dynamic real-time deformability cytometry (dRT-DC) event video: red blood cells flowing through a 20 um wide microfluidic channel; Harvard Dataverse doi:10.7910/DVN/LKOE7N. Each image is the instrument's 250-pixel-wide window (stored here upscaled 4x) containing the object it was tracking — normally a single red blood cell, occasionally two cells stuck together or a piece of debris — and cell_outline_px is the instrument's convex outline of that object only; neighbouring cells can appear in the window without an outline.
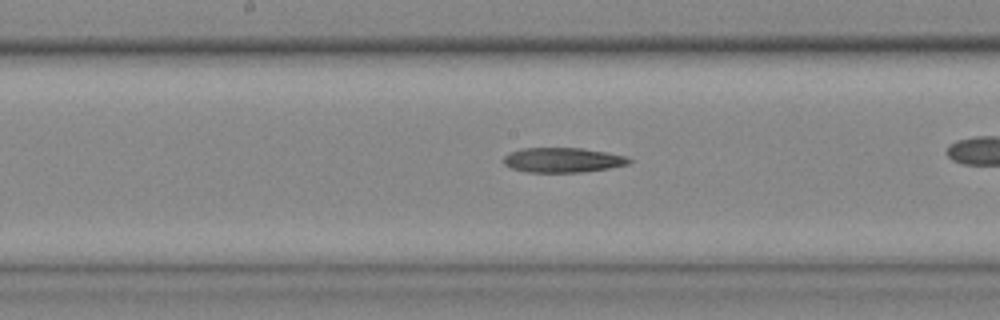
{"species": "common noctule bat (a hibernating species)", "species_latin": "Nyctalus noctula", "temperature_condition": "cold", "stored_images_in_passage": 35, "camera_frame_rate_fps": 3000, "um_per_image_px": 0.085, "animal": {"sex": "female", "body_mass_g": 25.1}, "frame": {"image": 1, "passage_image": 20, "time_ms": 6.333, "image_size_px": [1000, 320], "cell_outline_px": [[632, 160], [628, 164], [608, 168], [580, 172], [528, 172], [512, 168], [504, 164], [504, 156], [512, 152], [524, 148], [580, 148], [628, 156]], "centroid_in_image_um": [47.85, 13.6], "position_along_channel_um": 200.4, "area_um2": 17.86}}
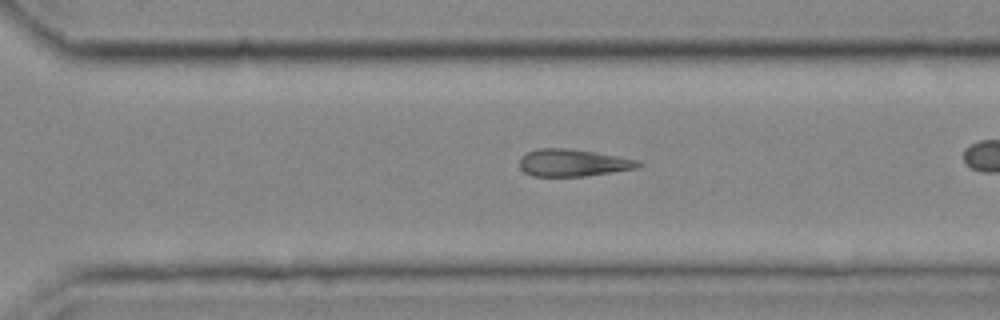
{"frame": {"image": 2, "passage_image": 30, "time_ms": 9.667, "image_size_px": [1000, 320], "cell_outline_px": [[640, 164], [636, 168], [612, 172], [584, 176], [532, 176], [524, 172], [520, 168], [520, 156], [528, 152], [540, 148], [568, 148], [640, 160]], "centroid_in_image_um": [48.65, 13.84], "position_along_channel_um": 321.9, "area_um2": 18.61}}